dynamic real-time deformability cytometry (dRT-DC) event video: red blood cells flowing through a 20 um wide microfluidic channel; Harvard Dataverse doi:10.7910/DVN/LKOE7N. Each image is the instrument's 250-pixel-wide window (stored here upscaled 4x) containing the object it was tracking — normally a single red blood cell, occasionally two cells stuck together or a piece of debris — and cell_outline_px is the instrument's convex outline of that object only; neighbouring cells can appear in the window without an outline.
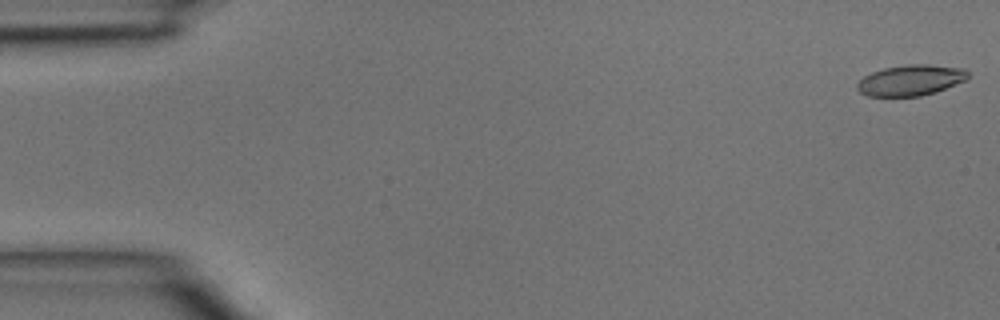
{"species": "common noctule bat (a hibernating species)", "species_latin": "Nyctalus noctula", "temperature_condition": "room temperature", "stored_images_in_passage": 5, "segment_of_instrument_passage": [1, 2], "camera_frame_rate_fps": 3000, "um_per_image_px": 0.085, "animal": {"sex": "male", "body_mass_g": 15.6}, "frame": {"image": 1, "passage_image": 1, "time_ms": 0.0, "image_size_px": [1000, 320], "cell_outline_px": [[968, 76], [964, 80], [936, 92], [920, 96], [868, 96], [860, 92], [856, 88], [856, 84], [864, 76], [872, 72], [884, 68], [904, 64], [928, 64], [964, 68], [968, 72]], "centroid_in_image_um": [77.38, 6.81], "position_along_channel_um": 7.6, "area_um2": 19.83}}
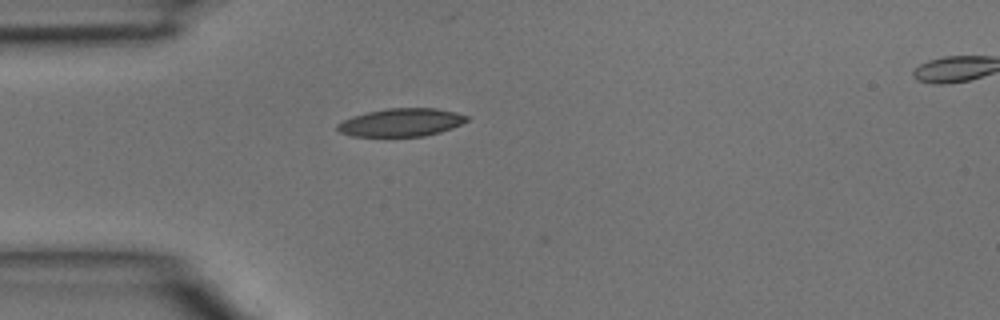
{"frame": {"image": 2, "passage_image": 4, "time_ms": 1.0, "image_size_px": [1000, 320], "cell_outline_px": [[468, 120], [452, 128], [440, 132], [424, 136], [352, 136], [340, 132], [336, 128], [336, 124], [352, 116], [368, 112], [388, 108], [436, 108], [456, 112], [468, 116]], "centroid_in_image_um": [34.1, 10.4], "position_along_channel_um": 50.9, "area_um2": 21.04}}